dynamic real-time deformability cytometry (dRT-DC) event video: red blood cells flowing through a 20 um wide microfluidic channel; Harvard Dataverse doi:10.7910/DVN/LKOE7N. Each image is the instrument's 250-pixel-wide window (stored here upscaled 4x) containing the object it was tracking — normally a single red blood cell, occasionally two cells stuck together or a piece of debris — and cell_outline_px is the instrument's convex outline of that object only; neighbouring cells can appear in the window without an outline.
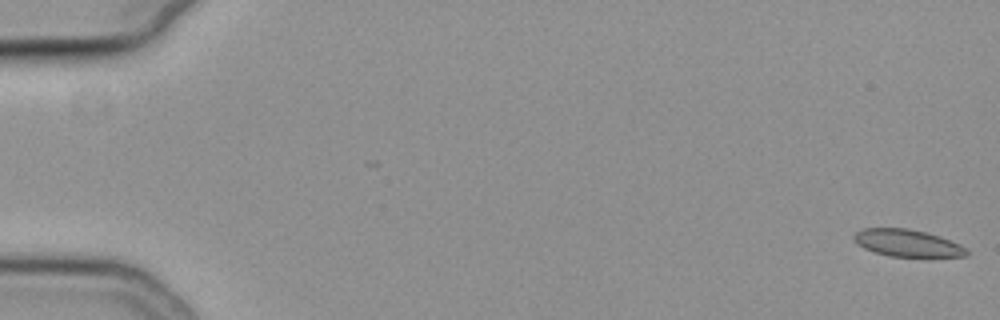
{"species": "common noctule bat (a hibernating species)", "species_latin": "Nyctalus noctula", "temperature_condition": "cold", "stored_images_in_passage": 56, "camera_frame_rate_fps": 3000, "um_per_image_px": 0.085, "animal": {"sex": "female", "body_mass_g": 19.3, "forearm_length_mm": 54.1}, "frame": {"image": 1, "passage_image": 1, "time_ms": 0.0, "image_size_px": [1000, 320], "cell_outline_px": [[968, 256], [888, 256], [864, 248], [856, 244], [852, 240], [852, 236], [856, 232], [864, 228], [908, 228], [940, 236], [960, 244], [968, 248]], "centroid_in_image_um": [77.1, 20.65], "position_along_channel_um": 7.9, "area_um2": 17.8}}
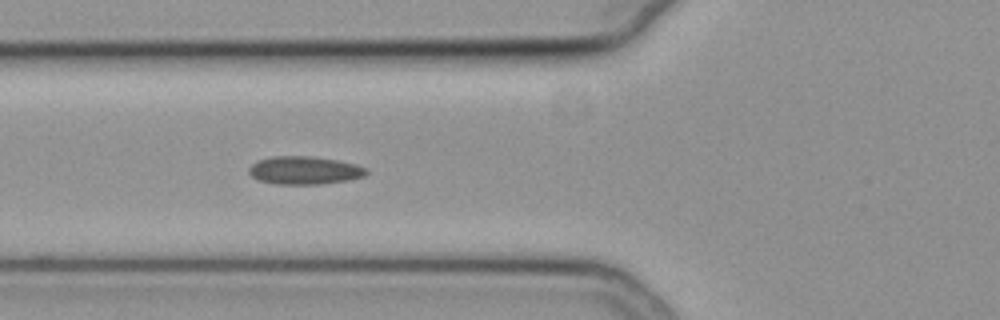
{"frame": {"image": 2, "passage_image": 22, "time_ms": 7.0, "image_size_px": [1000, 320], "cell_outline_px": [[368, 172], [364, 176], [348, 180], [320, 184], [276, 184], [260, 180], [252, 176], [248, 172], [248, 168], [256, 160], [272, 156], [312, 156], [336, 160], [356, 164], [368, 168]], "centroid_in_image_um": [25.87, 14.47], "position_along_channel_um": 99.9, "area_um2": 19.25}}
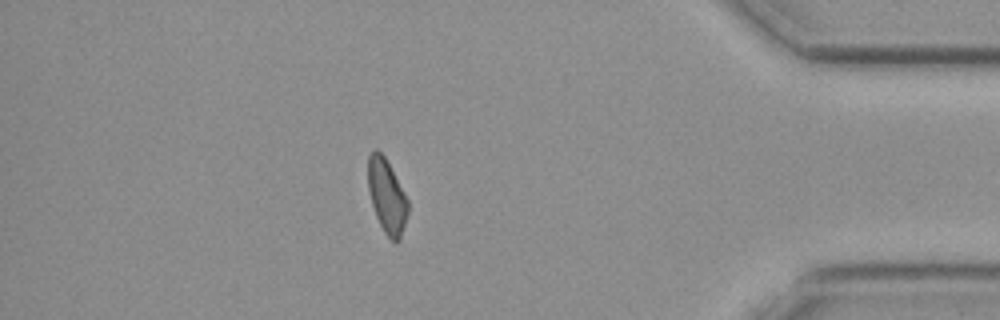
{"frame": {"image": 3, "passage_image": 49, "time_ms": 16.0, "image_size_px": [1000, 320], "cell_outline_px": [[408, 212], [400, 240], [396, 244], [384, 232], [376, 216], [372, 204], [368, 188], [368, 156], [372, 148], [376, 148], [384, 156], [404, 192], [408, 200]], "centroid_in_image_um": [32.87, 16.67], "position_along_channel_um": 402.3, "area_um2": 17.11}}